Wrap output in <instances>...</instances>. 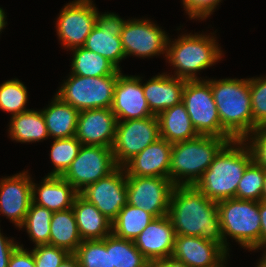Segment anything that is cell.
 Returning <instances> with one entry per match:
<instances>
[{
  "label": "cell",
  "mask_w": 266,
  "mask_h": 267,
  "mask_svg": "<svg viewBox=\"0 0 266 267\" xmlns=\"http://www.w3.org/2000/svg\"><path fill=\"white\" fill-rule=\"evenodd\" d=\"M157 118L160 138L171 144L191 140L199 136L182 102L160 112Z\"/></svg>",
  "instance_id": "d4e9b609"
},
{
  "label": "cell",
  "mask_w": 266,
  "mask_h": 267,
  "mask_svg": "<svg viewBox=\"0 0 266 267\" xmlns=\"http://www.w3.org/2000/svg\"><path fill=\"white\" fill-rule=\"evenodd\" d=\"M32 253L36 267H59L70 254L63 248L49 244L37 245Z\"/></svg>",
  "instance_id": "74e56055"
},
{
  "label": "cell",
  "mask_w": 266,
  "mask_h": 267,
  "mask_svg": "<svg viewBox=\"0 0 266 267\" xmlns=\"http://www.w3.org/2000/svg\"><path fill=\"white\" fill-rule=\"evenodd\" d=\"M59 267H80V265L76 256L70 253Z\"/></svg>",
  "instance_id": "f6af8a7d"
},
{
  "label": "cell",
  "mask_w": 266,
  "mask_h": 267,
  "mask_svg": "<svg viewBox=\"0 0 266 267\" xmlns=\"http://www.w3.org/2000/svg\"><path fill=\"white\" fill-rule=\"evenodd\" d=\"M73 254L80 267H111V250H107V237L102 240H83Z\"/></svg>",
  "instance_id": "d6a6232c"
},
{
  "label": "cell",
  "mask_w": 266,
  "mask_h": 267,
  "mask_svg": "<svg viewBox=\"0 0 266 267\" xmlns=\"http://www.w3.org/2000/svg\"><path fill=\"white\" fill-rule=\"evenodd\" d=\"M79 113L80 111L55 95L49 107L42 110L49 136L54 139L74 137Z\"/></svg>",
  "instance_id": "484cf974"
},
{
  "label": "cell",
  "mask_w": 266,
  "mask_h": 267,
  "mask_svg": "<svg viewBox=\"0 0 266 267\" xmlns=\"http://www.w3.org/2000/svg\"><path fill=\"white\" fill-rule=\"evenodd\" d=\"M18 246L13 239H8L0 232V267H8L12 252Z\"/></svg>",
  "instance_id": "b9f144b4"
},
{
  "label": "cell",
  "mask_w": 266,
  "mask_h": 267,
  "mask_svg": "<svg viewBox=\"0 0 266 267\" xmlns=\"http://www.w3.org/2000/svg\"><path fill=\"white\" fill-rule=\"evenodd\" d=\"M98 14L91 0H75L67 4L60 12L56 26L63 46L70 49L84 46Z\"/></svg>",
  "instance_id": "7c38bea8"
},
{
  "label": "cell",
  "mask_w": 266,
  "mask_h": 267,
  "mask_svg": "<svg viewBox=\"0 0 266 267\" xmlns=\"http://www.w3.org/2000/svg\"><path fill=\"white\" fill-rule=\"evenodd\" d=\"M262 200L266 201V170H265L264 184L262 189Z\"/></svg>",
  "instance_id": "7dc6e473"
},
{
  "label": "cell",
  "mask_w": 266,
  "mask_h": 267,
  "mask_svg": "<svg viewBox=\"0 0 266 267\" xmlns=\"http://www.w3.org/2000/svg\"><path fill=\"white\" fill-rule=\"evenodd\" d=\"M27 89L18 79L8 80L0 85V109L11 112L12 116L28 111Z\"/></svg>",
  "instance_id": "d590c367"
},
{
  "label": "cell",
  "mask_w": 266,
  "mask_h": 267,
  "mask_svg": "<svg viewBox=\"0 0 266 267\" xmlns=\"http://www.w3.org/2000/svg\"><path fill=\"white\" fill-rule=\"evenodd\" d=\"M117 167L112 148L82 145L62 177L80 193L88 185L108 176Z\"/></svg>",
  "instance_id": "30bf717a"
},
{
  "label": "cell",
  "mask_w": 266,
  "mask_h": 267,
  "mask_svg": "<svg viewBox=\"0 0 266 267\" xmlns=\"http://www.w3.org/2000/svg\"><path fill=\"white\" fill-rule=\"evenodd\" d=\"M72 72L78 76L84 77H100L105 75L120 74L118 69L112 62L100 54L87 50L86 48H73Z\"/></svg>",
  "instance_id": "f1b7e54d"
},
{
  "label": "cell",
  "mask_w": 266,
  "mask_h": 267,
  "mask_svg": "<svg viewBox=\"0 0 266 267\" xmlns=\"http://www.w3.org/2000/svg\"><path fill=\"white\" fill-rule=\"evenodd\" d=\"M10 137L18 142H36L49 137L42 111L28 110L10 119Z\"/></svg>",
  "instance_id": "83f0119b"
},
{
  "label": "cell",
  "mask_w": 266,
  "mask_h": 267,
  "mask_svg": "<svg viewBox=\"0 0 266 267\" xmlns=\"http://www.w3.org/2000/svg\"><path fill=\"white\" fill-rule=\"evenodd\" d=\"M224 262H225V260L223 262H221L219 265H217L216 267H225L224 266V264H225Z\"/></svg>",
  "instance_id": "681fc988"
},
{
  "label": "cell",
  "mask_w": 266,
  "mask_h": 267,
  "mask_svg": "<svg viewBox=\"0 0 266 267\" xmlns=\"http://www.w3.org/2000/svg\"><path fill=\"white\" fill-rule=\"evenodd\" d=\"M187 80L160 74L142 85L147 104L154 115L182 102Z\"/></svg>",
  "instance_id": "7402d4cb"
},
{
  "label": "cell",
  "mask_w": 266,
  "mask_h": 267,
  "mask_svg": "<svg viewBox=\"0 0 266 267\" xmlns=\"http://www.w3.org/2000/svg\"><path fill=\"white\" fill-rule=\"evenodd\" d=\"M214 37L206 35H182L173 44L167 41L166 57L176 68V75L184 80H199L196 73L207 69L220 59L222 52Z\"/></svg>",
  "instance_id": "8992f818"
},
{
  "label": "cell",
  "mask_w": 266,
  "mask_h": 267,
  "mask_svg": "<svg viewBox=\"0 0 266 267\" xmlns=\"http://www.w3.org/2000/svg\"><path fill=\"white\" fill-rule=\"evenodd\" d=\"M168 216L176 235L201 237L225 250L217 202L208 199L194 185L174 187Z\"/></svg>",
  "instance_id": "6da1fadb"
},
{
  "label": "cell",
  "mask_w": 266,
  "mask_h": 267,
  "mask_svg": "<svg viewBox=\"0 0 266 267\" xmlns=\"http://www.w3.org/2000/svg\"><path fill=\"white\" fill-rule=\"evenodd\" d=\"M111 222L127 204L126 171L117 167L108 176L88 185L79 193Z\"/></svg>",
  "instance_id": "4fadbf2b"
},
{
  "label": "cell",
  "mask_w": 266,
  "mask_h": 267,
  "mask_svg": "<svg viewBox=\"0 0 266 267\" xmlns=\"http://www.w3.org/2000/svg\"><path fill=\"white\" fill-rule=\"evenodd\" d=\"M27 171L0 181V212L21 228L32 203V181Z\"/></svg>",
  "instance_id": "ac0fdd59"
},
{
  "label": "cell",
  "mask_w": 266,
  "mask_h": 267,
  "mask_svg": "<svg viewBox=\"0 0 266 267\" xmlns=\"http://www.w3.org/2000/svg\"><path fill=\"white\" fill-rule=\"evenodd\" d=\"M244 142L229 141L194 185L208 199L219 202L235 198L243 172L252 162V154Z\"/></svg>",
  "instance_id": "7a4b0ae2"
},
{
  "label": "cell",
  "mask_w": 266,
  "mask_h": 267,
  "mask_svg": "<svg viewBox=\"0 0 266 267\" xmlns=\"http://www.w3.org/2000/svg\"><path fill=\"white\" fill-rule=\"evenodd\" d=\"M251 133L250 146L247 147L252 154V161L266 170V125L257 127Z\"/></svg>",
  "instance_id": "f35d334b"
},
{
  "label": "cell",
  "mask_w": 266,
  "mask_h": 267,
  "mask_svg": "<svg viewBox=\"0 0 266 267\" xmlns=\"http://www.w3.org/2000/svg\"><path fill=\"white\" fill-rule=\"evenodd\" d=\"M172 144L163 138L147 146L123 167L126 176L168 178Z\"/></svg>",
  "instance_id": "44dd1931"
},
{
  "label": "cell",
  "mask_w": 266,
  "mask_h": 267,
  "mask_svg": "<svg viewBox=\"0 0 266 267\" xmlns=\"http://www.w3.org/2000/svg\"><path fill=\"white\" fill-rule=\"evenodd\" d=\"M140 82L138 76H125L122 73L118 75L111 106L118 121L143 119L154 115L147 104Z\"/></svg>",
  "instance_id": "2e32d148"
},
{
  "label": "cell",
  "mask_w": 266,
  "mask_h": 267,
  "mask_svg": "<svg viewBox=\"0 0 266 267\" xmlns=\"http://www.w3.org/2000/svg\"><path fill=\"white\" fill-rule=\"evenodd\" d=\"M5 18H6L5 13H4L3 9L0 8V32L2 31V29L5 27V25L7 23V22H5V20H6Z\"/></svg>",
  "instance_id": "bcb514c9"
},
{
  "label": "cell",
  "mask_w": 266,
  "mask_h": 267,
  "mask_svg": "<svg viewBox=\"0 0 266 267\" xmlns=\"http://www.w3.org/2000/svg\"><path fill=\"white\" fill-rule=\"evenodd\" d=\"M148 267H184L179 261L170 258L155 259L148 263Z\"/></svg>",
  "instance_id": "ee69618b"
},
{
  "label": "cell",
  "mask_w": 266,
  "mask_h": 267,
  "mask_svg": "<svg viewBox=\"0 0 266 267\" xmlns=\"http://www.w3.org/2000/svg\"><path fill=\"white\" fill-rule=\"evenodd\" d=\"M217 208L226 252L227 235L250 251L261 247L259 202L231 198L217 202Z\"/></svg>",
  "instance_id": "5b68a950"
},
{
  "label": "cell",
  "mask_w": 266,
  "mask_h": 267,
  "mask_svg": "<svg viewBox=\"0 0 266 267\" xmlns=\"http://www.w3.org/2000/svg\"><path fill=\"white\" fill-rule=\"evenodd\" d=\"M265 169L256 165L253 161L243 172L236 191V199L240 200H262V189L264 184Z\"/></svg>",
  "instance_id": "e575fe53"
},
{
  "label": "cell",
  "mask_w": 266,
  "mask_h": 267,
  "mask_svg": "<svg viewBox=\"0 0 266 267\" xmlns=\"http://www.w3.org/2000/svg\"><path fill=\"white\" fill-rule=\"evenodd\" d=\"M233 137H216L199 135L183 142L173 143L171 148V164L168 178L175 186H192L210 167L219 151ZM183 178L185 180L181 181Z\"/></svg>",
  "instance_id": "277c9868"
},
{
  "label": "cell",
  "mask_w": 266,
  "mask_h": 267,
  "mask_svg": "<svg viewBox=\"0 0 266 267\" xmlns=\"http://www.w3.org/2000/svg\"><path fill=\"white\" fill-rule=\"evenodd\" d=\"M8 267H36L32 251L18 245L11 254Z\"/></svg>",
  "instance_id": "60d3db41"
},
{
  "label": "cell",
  "mask_w": 266,
  "mask_h": 267,
  "mask_svg": "<svg viewBox=\"0 0 266 267\" xmlns=\"http://www.w3.org/2000/svg\"><path fill=\"white\" fill-rule=\"evenodd\" d=\"M41 184L37 187L32 182V202L52 212L72 208L74 199L79 194L62 176L47 175Z\"/></svg>",
  "instance_id": "603a6c76"
},
{
  "label": "cell",
  "mask_w": 266,
  "mask_h": 267,
  "mask_svg": "<svg viewBox=\"0 0 266 267\" xmlns=\"http://www.w3.org/2000/svg\"><path fill=\"white\" fill-rule=\"evenodd\" d=\"M107 250H111V267H148L149 260L132 240L111 233L107 236Z\"/></svg>",
  "instance_id": "4dcf8cb0"
},
{
  "label": "cell",
  "mask_w": 266,
  "mask_h": 267,
  "mask_svg": "<svg viewBox=\"0 0 266 267\" xmlns=\"http://www.w3.org/2000/svg\"><path fill=\"white\" fill-rule=\"evenodd\" d=\"M72 209L82 240H102L112 233V222L80 194L75 197Z\"/></svg>",
  "instance_id": "cb8c5ba5"
},
{
  "label": "cell",
  "mask_w": 266,
  "mask_h": 267,
  "mask_svg": "<svg viewBox=\"0 0 266 267\" xmlns=\"http://www.w3.org/2000/svg\"><path fill=\"white\" fill-rule=\"evenodd\" d=\"M176 233L168 215L154 218L133 241L136 248L149 260L170 258Z\"/></svg>",
  "instance_id": "ffe728a7"
},
{
  "label": "cell",
  "mask_w": 266,
  "mask_h": 267,
  "mask_svg": "<svg viewBox=\"0 0 266 267\" xmlns=\"http://www.w3.org/2000/svg\"><path fill=\"white\" fill-rule=\"evenodd\" d=\"M259 214L261 223V247H266V201H259Z\"/></svg>",
  "instance_id": "7bdbcfd3"
},
{
  "label": "cell",
  "mask_w": 266,
  "mask_h": 267,
  "mask_svg": "<svg viewBox=\"0 0 266 267\" xmlns=\"http://www.w3.org/2000/svg\"><path fill=\"white\" fill-rule=\"evenodd\" d=\"M263 255L264 256L262 257V259H260L257 267H266V252Z\"/></svg>",
  "instance_id": "c3c4849f"
},
{
  "label": "cell",
  "mask_w": 266,
  "mask_h": 267,
  "mask_svg": "<svg viewBox=\"0 0 266 267\" xmlns=\"http://www.w3.org/2000/svg\"><path fill=\"white\" fill-rule=\"evenodd\" d=\"M253 131L266 125V77L249 78Z\"/></svg>",
  "instance_id": "8d00e7d4"
},
{
  "label": "cell",
  "mask_w": 266,
  "mask_h": 267,
  "mask_svg": "<svg viewBox=\"0 0 266 267\" xmlns=\"http://www.w3.org/2000/svg\"><path fill=\"white\" fill-rule=\"evenodd\" d=\"M50 245L74 253L82 243L72 208L53 212L50 222Z\"/></svg>",
  "instance_id": "4316f807"
},
{
  "label": "cell",
  "mask_w": 266,
  "mask_h": 267,
  "mask_svg": "<svg viewBox=\"0 0 266 267\" xmlns=\"http://www.w3.org/2000/svg\"><path fill=\"white\" fill-rule=\"evenodd\" d=\"M81 146V142L75 136L54 139L50 157L55 169L48 176H62L77 157Z\"/></svg>",
  "instance_id": "836d02e7"
},
{
  "label": "cell",
  "mask_w": 266,
  "mask_h": 267,
  "mask_svg": "<svg viewBox=\"0 0 266 267\" xmlns=\"http://www.w3.org/2000/svg\"><path fill=\"white\" fill-rule=\"evenodd\" d=\"M221 126L235 139L248 140L253 132L249 79L209 80Z\"/></svg>",
  "instance_id": "3957f363"
},
{
  "label": "cell",
  "mask_w": 266,
  "mask_h": 267,
  "mask_svg": "<svg viewBox=\"0 0 266 267\" xmlns=\"http://www.w3.org/2000/svg\"><path fill=\"white\" fill-rule=\"evenodd\" d=\"M117 122L111 108L82 110L79 113L75 137L82 145L112 148Z\"/></svg>",
  "instance_id": "e0dca14e"
},
{
  "label": "cell",
  "mask_w": 266,
  "mask_h": 267,
  "mask_svg": "<svg viewBox=\"0 0 266 267\" xmlns=\"http://www.w3.org/2000/svg\"><path fill=\"white\" fill-rule=\"evenodd\" d=\"M182 103L199 135L232 137L222 126L209 80H187Z\"/></svg>",
  "instance_id": "ba28073f"
},
{
  "label": "cell",
  "mask_w": 266,
  "mask_h": 267,
  "mask_svg": "<svg viewBox=\"0 0 266 267\" xmlns=\"http://www.w3.org/2000/svg\"><path fill=\"white\" fill-rule=\"evenodd\" d=\"M118 75L84 77L71 74L56 95L78 111L111 108Z\"/></svg>",
  "instance_id": "52a82bcc"
},
{
  "label": "cell",
  "mask_w": 266,
  "mask_h": 267,
  "mask_svg": "<svg viewBox=\"0 0 266 267\" xmlns=\"http://www.w3.org/2000/svg\"><path fill=\"white\" fill-rule=\"evenodd\" d=\"M191 19H205L214 11L221 0H182Z\"/></svg>",
  "instance_id": "ab89813d"
},
{
  "label": "cell",
  "mask_w": 266,
  "mask_h": 267,
  "mask_svg": "<svg viewBox=\"0 0 266 267\" xmlns=\"http://www.w3.org/2000/svg\"><path fill=\"white\" fill-rule=\"evenodd\" d=\"M53 212L31 203L22 227H25L35 246L50 245V222Z\"/></svg>",
  "instance_id": "1f68e13d"
},
{
  "label": "cell",
  "mask_w": 266,
  "mask_h": 267,
  "mask_svg": "<svg viewBox=\"0 0 266 267\" xmlns=\"http://www.w3.org/2000/svg\"><path fill=\"white\" fill-rule=\"evenodd\" d=\"M127 203L140 207L155 218L168 215L175 187L169 178L126 176Z\"/></svg>",
  "instance_id": "8fae6325"
},
{
  "label": "cell",
  "mask_w": 266,
  "mask_h": 267,
  "mask_svg": "<svg viewBox=\"0 0 266 267\" xmlns=\"http://www.w3.org/2000/svg\"><path fill=\"white\" fill-rule=\"evenodd\" d=\"M159 138L160 129L157 115L143 119L118 121L112 147L115 164L123 167L130 159Z\"/></svg>",
  "instance_id": "9c48e42d"
},
{
  "label": "cell",
  "mask_w": 266,
  "mask_h": 267,
  "mask_svg": "<svg viewBox=\"0 0 266 267\" xmlns=\"http://www.w3.org/2000/svg\"><path fill=\"white\" fill-rule=\"evenodd\" d=\"M154 218L140 207L127 203L112 222V233L119 238L134 241Z\"/></svg>",
  "instance_id": "f546056e"
},
{
  "label": "cell",
  "mask_w": 266,
  "mask_h": 267,
  "mask_svg": "<svg viewBox=\"0 0 266 267\" xmlns=\"http://www.w3.org/2000/svg\"><path fill=\"white\" fill-rule=\"evenodd\" d=\"M219 244L201 237L176 235L171 257L184 267H216L227 257Z\"/></svg>",
  "instance_id": "d6986e66"
},
{
  "label": "cell",
  "mask_w": 266,
  "mask_h": 267,
  "mask_svg": "<svg viewBox=\"0 0 266 267\" xmlns=\"http://www.w3.org/2000/svg\"><path fill=\"white\" fill-rule=\"evenodd\" d=\"M125 23L126 21L114 13L98 14L96 25L83 47L100 54L120 69L119 62L125 58L120 37Z\"/></svg>",
  "instance_id": "9a60e30c"
},
{
  "label": "cell",
  "mask_w": 266,
  "mask_h": 267,
  "mask_svg": "<svg viewBox=\"0 0 266 267\" xmlns=\"http://www.w3.org/2000/svg\"><path fill=\"white\" fill-rule=\"evenodd\" d=\"M120 37L125 57L128 55L150 57L164 54L167 50L168 37L165 31L149 20L126 21Z\"/></svg>",
  "instance_id": "5bb4252c"
}]
</instances>
